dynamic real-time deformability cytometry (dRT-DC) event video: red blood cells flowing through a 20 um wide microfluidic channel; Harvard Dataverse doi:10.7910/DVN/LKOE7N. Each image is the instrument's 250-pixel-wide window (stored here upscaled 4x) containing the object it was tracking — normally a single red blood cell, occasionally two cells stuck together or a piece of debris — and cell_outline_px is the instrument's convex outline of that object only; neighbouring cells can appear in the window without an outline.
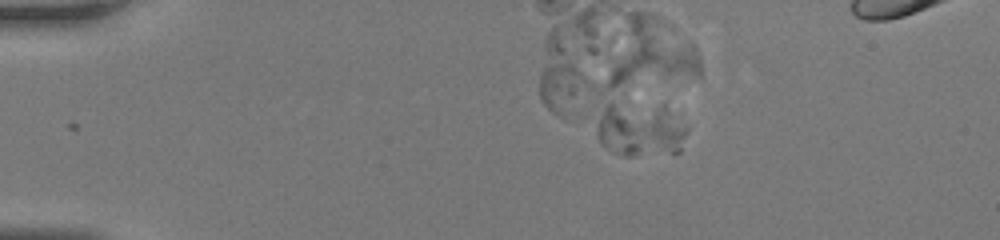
{"species": "human", "species_latin": "Homo sapiens", "temperature_condition": "room temperature", "stored_images_in_passage": 6, "camera_frame_rate_fps": 3000, "um_per_image_px": 0.085, "donor": {"sex": "female"}, "frame": {"image": 1, "passage_image": 1, "time_ms": 0.0, "image_size_px": [1000, 240], "cell_outline_px": [[688, 132], [680, 152], [632, 156], [624, 156], [612, 152], [600, 144], [596, 116], [608, 104], [664, 104], [688, 128]], "centroid_in_image_um": [54.44, 11.02], "position_along_channel_um": 30.6, "area_um2": 28.84}}